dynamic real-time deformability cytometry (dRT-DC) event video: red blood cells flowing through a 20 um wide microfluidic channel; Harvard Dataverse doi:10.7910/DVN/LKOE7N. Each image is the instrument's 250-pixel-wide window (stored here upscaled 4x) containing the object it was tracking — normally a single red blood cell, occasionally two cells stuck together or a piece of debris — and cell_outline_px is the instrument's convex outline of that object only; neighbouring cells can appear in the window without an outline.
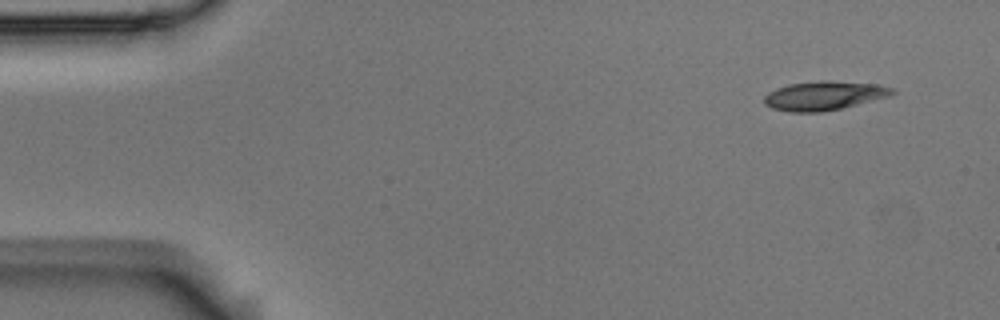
{"species": "Egyptian fruit bat (a non-hibernating species)", "species_latin": "Rousettus aegyptiacus", "temperature_condition": "room temperature", "stored_images_in_passage": 3, "camera_frame_rate_fps": 3000, "um_per_image_px": 0.085, "animal": {"sex": "male"}, "frame": {"image": 1, "passage_image": 1, "time_ms": 0.0, "image_size_px": [1000, 320], "cell_outline_px": [[896, 92], [888, 96], [840, 108], [820, 112], [788, 112], [772, 108], [764, 104], [764, 96], [768, 92], [776, 88], [788, 84], [820, 80], [828, 80], [880, 84], [892, 88]], "centroid_in_image_um": [70.0, 8.12], "position_along_channel_um": 15.0, "area_um2": 21.62}}
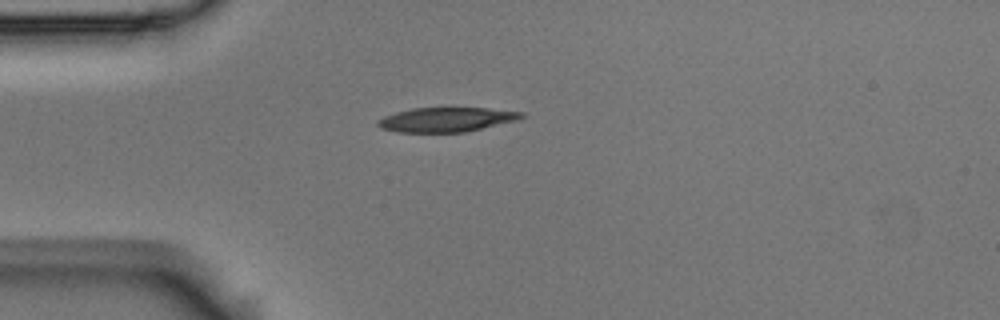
{"frame": {"image": 2, "passage_image": 3, "time_ms": 0.667, "image_size_px": [1000, 320], "cell_outline_px": [[528, 116], [520, 120], [464, 132], [396, 132], [380, 128], [376, 124], [376, 120], [384, 116], [396, 112], [412, 108], [488, 108], [524, 112]], "centroid_in_image_um": [37.98, 10.16], "position_along_channel_um": 47.0, "area_um2": 20.69}}